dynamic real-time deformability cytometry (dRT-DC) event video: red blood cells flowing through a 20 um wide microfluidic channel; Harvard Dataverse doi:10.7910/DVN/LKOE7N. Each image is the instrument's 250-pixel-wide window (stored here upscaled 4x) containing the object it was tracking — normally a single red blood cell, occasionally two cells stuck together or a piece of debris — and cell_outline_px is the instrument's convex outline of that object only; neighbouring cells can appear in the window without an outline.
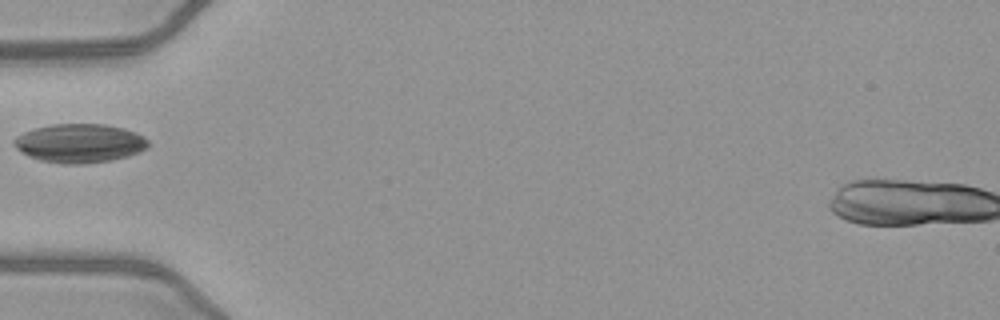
{"species": "common noctule bat (a hibernating species)", "species_latin": "Nyctalus noctula", "temperature_condition": "warm", "stored_images_in_passage": 21, "camera_frame_rate_fps": 3000, "um_per_image_px": 0.085, "animal": {"sex": "female", "body_mass_g": 21.9}, "frame": {"image": 1, "passage_image": 1, "time_ms": 0.0, "image_size_px": [1000, 320], "cell_outline_px": [[148, 148], [128, 156], [112, 160], [84, 164], [60, 164], [40, 160], [28, 156], [16, 148], [12, 144], [12, 140], [16, 136], [24, 132], [36, 128], [52, 124], [104, 124], [124, 128], [136, 132], [144, 136], [148, 140]], "centroid_in_image_um": [6.77, 12.18], "position_along_channel_um": 78.2, "area_um2": 30.58}}